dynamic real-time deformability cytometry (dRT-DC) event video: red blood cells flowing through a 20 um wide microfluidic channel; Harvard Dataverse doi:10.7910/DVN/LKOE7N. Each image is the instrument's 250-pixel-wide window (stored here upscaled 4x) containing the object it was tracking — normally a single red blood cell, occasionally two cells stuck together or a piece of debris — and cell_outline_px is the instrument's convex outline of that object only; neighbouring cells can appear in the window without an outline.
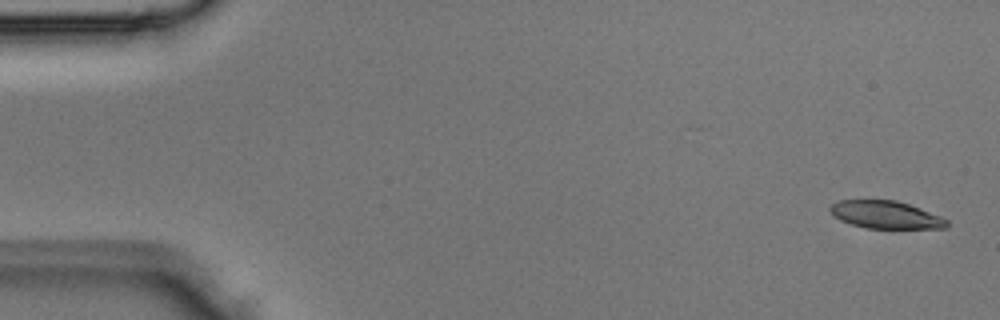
{"species": "Egyptian fruit bat (a non-hibernating species)", "species_latin": "Rousettus aegyptiacus", "temperature_condition": "room temperature", "stored_images_in_passage": 4, "camera_frame_rate_fps": 3000, "um_per_image_px": 0.085, "animal": {"sex": "male"}, "frame": {"image": 1, "passage_image": 1, "time_ms": 0.0, "image_size_px": [1000, 320], "cell_outline_px": [[948, 228], [864, 228], [840, 220], [828, 208], [832, 204], [840, 200], [896, 200], [920, 208], [940, 216], [948, 220]], "centroid_in_image_um": [75.3, 18.25], "position_along_channel_um": 9.7, "area_um2": 18.61}}
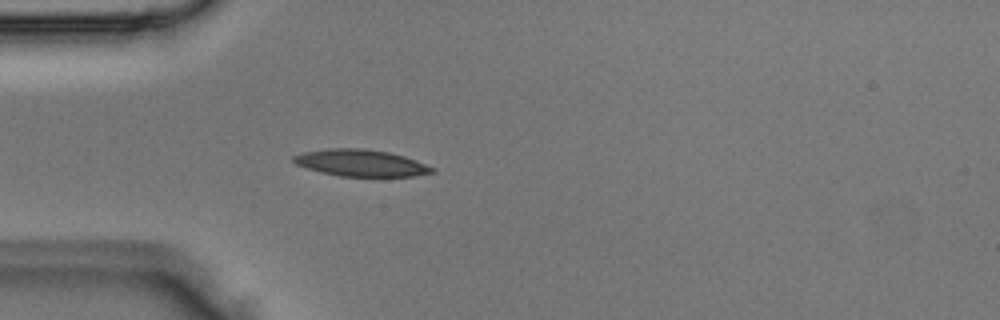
{"frame": {"image": 2, "passage_image": 4, "time_ms": 1.0, "image_size_px": [1000, 320], "cell_outline_px": [[436, 172], [412, 176], [340, 176], [320, 172], [296, 164], [292, 160], [292, 156], [304, 152], [328, 148], [364, 148], [388, 152], [404, 156], [416, 160], [436, 168]], "centroid_in_image_um": [30.69, 13.84], "position_along_channel_um": 54.3, "area_um2": 21.62}}